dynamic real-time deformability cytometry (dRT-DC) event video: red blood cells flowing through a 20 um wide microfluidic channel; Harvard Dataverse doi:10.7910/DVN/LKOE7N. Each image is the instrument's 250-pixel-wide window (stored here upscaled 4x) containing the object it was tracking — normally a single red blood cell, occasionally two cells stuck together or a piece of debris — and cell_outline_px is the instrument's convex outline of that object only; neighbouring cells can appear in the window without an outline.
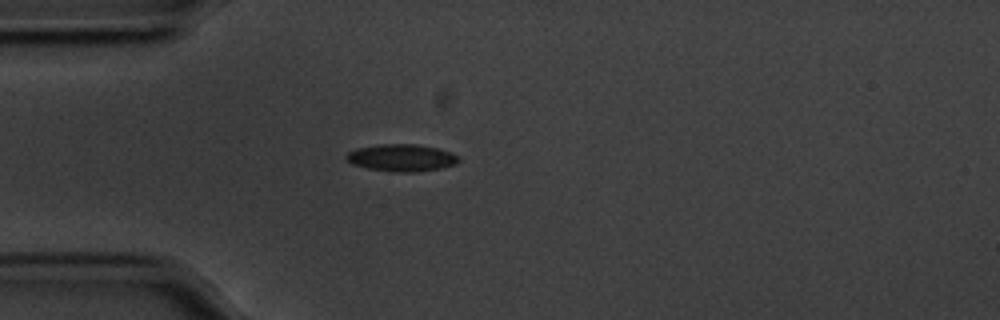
{"species": "common noctule bat (a hibernating species)", "species_latin": "Nyctalus noctula", "temperature_condition": "cold", "stored_images_in_passage": 42, "camera_frame_rate_fps": 3000, "um_per_image_px": 0.085, "animal": {"sex": "male", "body_mass_g": 20.1, "forearm_length_mm": 53.5}, "frame": {"image": 1, "passage_image": 1, "time_ms": 0.0, "image_size_px": [1000, 320], "cell_outline_px": [[460, 160], [456, 164], [444, 168], [420, 172], [392, 172], [368, 168], [352, 164], [344, 160], [344, 156], [348, 152], [356, 148], [380, 144], [416, 144], [436, 148], [448, 152], [456, 156]], "centroid_in_image_um": [34.09, 13.42], "position_along_channel_um": 50.9, "area_um2": 17.92}}
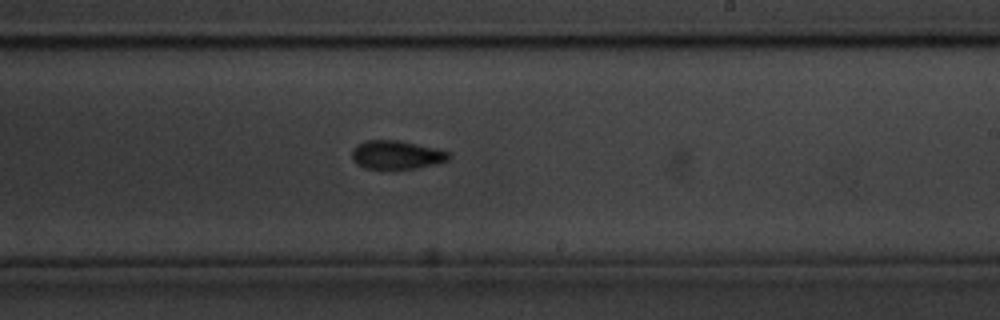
{"frame": {"image": 2, "passage_image": 19, "time_ms": 6.0, "image_size_px": [1000, 320], "cell_outline_px": [[448, 160], [436, 164], [416, 168], [364, 168], [356, 164], [352, 160], [352, 148], [356, 144], [364, 140], [400, 140], [436, 148], [448, 152]], "centroid_in_image_um": [33.65, 13.14], "position_along_channel_um": 255.4, "area_um2": 16.13}}
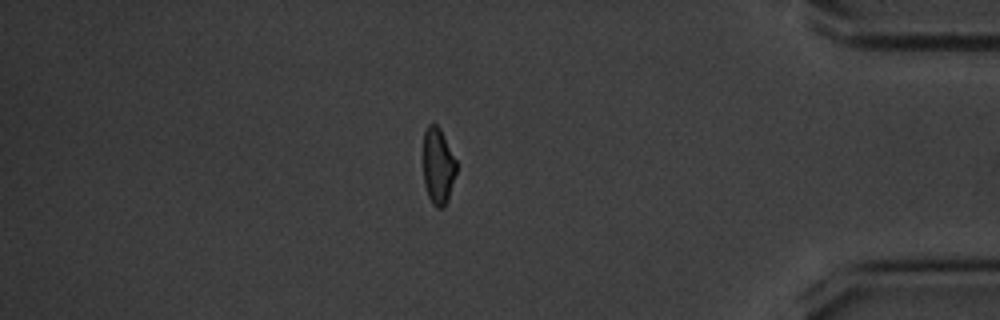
{"frame": {"image": 3, "passage_image": 34, "time_ms": 11.0, "image_size_px": [1000, 320], "cell_outline_px": [[456, 172], [448, 200], [444, 208], [436, 208], [432, 204], [428, 196], [424, 184], [424, 132], [428, 124], [432, 120], [440, 128], [456, 160]], "centroid_in_image_um": [37.23, 14.11], "position_along_channel_um": 398.0, "area_um2": 14.85}, "authors_computed_cell_mechanics": {"area_um2": 16.1551, "velocity_mm_per_s": 3.5496, "shape_relaxation_time_tau1_ms": 2.8127, "shape_relaxation_time_tau2_ms": 5.8802, "deformation_change_tau1": 0.1026, "deformation_change_tau2": 0.112}}